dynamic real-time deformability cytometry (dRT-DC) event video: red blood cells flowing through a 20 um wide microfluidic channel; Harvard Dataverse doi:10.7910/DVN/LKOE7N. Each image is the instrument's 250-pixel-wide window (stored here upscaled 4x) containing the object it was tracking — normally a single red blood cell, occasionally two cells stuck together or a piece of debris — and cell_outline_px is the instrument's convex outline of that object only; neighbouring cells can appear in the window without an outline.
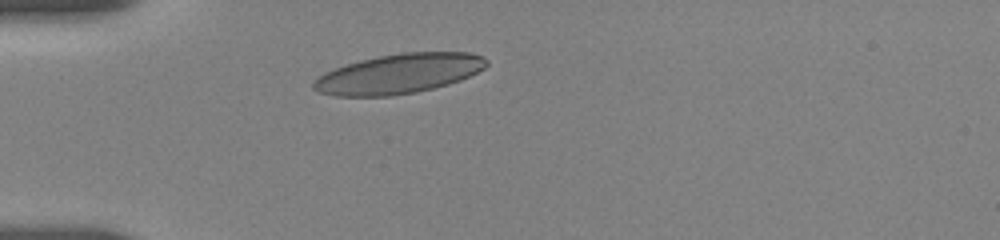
{"species": "human", "species_latin": "Homo sapiens", "temperature_condition": "room temperature", "stored_images_in_passage": 2, "camera_frame_rate_fps": 3000, "um_per_image_px": 0.085, "donor": {"sex": "female"}, "frame": {"image": 1, "passage_image": 1, "time_ms": 0.0, "image_size_px": [1000, 240], "cell_outline_px": [[488, 64], [484, 68], [460, 80], [448, 84], [416, 92], [392, 96], [336, 96], [320, 92], [312, 88], [312, 80], [324, 72], [360, 60], [400, 52], [472, 52], [484, 56], [488, 60]], "centroid_in_image_um": [33.9, 6.26], "position_along_channel_um": 51.1, "area_um2": 40.06}}